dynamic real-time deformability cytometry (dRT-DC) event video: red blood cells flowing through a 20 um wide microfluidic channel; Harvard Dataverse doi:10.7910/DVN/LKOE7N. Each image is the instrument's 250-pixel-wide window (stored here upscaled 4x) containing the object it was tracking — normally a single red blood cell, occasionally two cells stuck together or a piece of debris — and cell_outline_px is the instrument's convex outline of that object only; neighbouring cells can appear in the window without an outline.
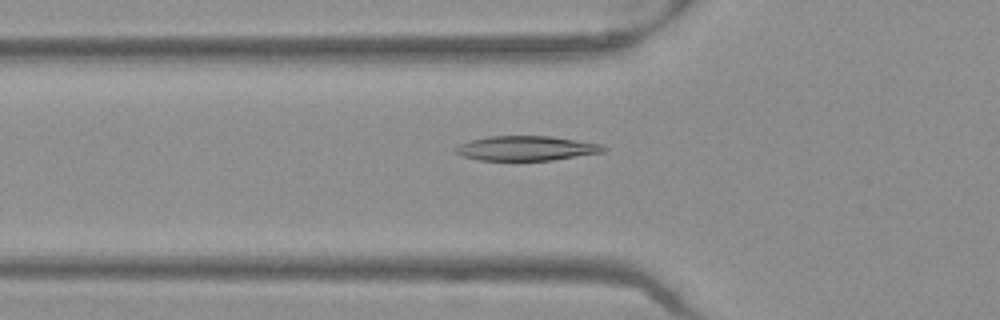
{"species": "Egyptian fruit bat (a non-hibernating species)", "species_latin": "Rousettus aegyptiacus", "temperature_condition": "warm", "stored_images_in_passage": 51, "camera_frame_rate_fps": 3000, "um_per_image_px": 0.085, "frame": {"image": 1, "passage_image": 18, "time_ms": 5.667, "image_size_px": [1000, 320], "cell_outline_px": [[608, 148], [604, 152], [552, 160], [480, 160], [464, 156], [456, 152], [452, 148], [460, 144], [472, 140], [488, 136], [552, 136], [604, 144]], "centroid_in_image_um": [44.79, 12.59], "position_along_channel_um": 81.0, "area_um2": 21.27}}
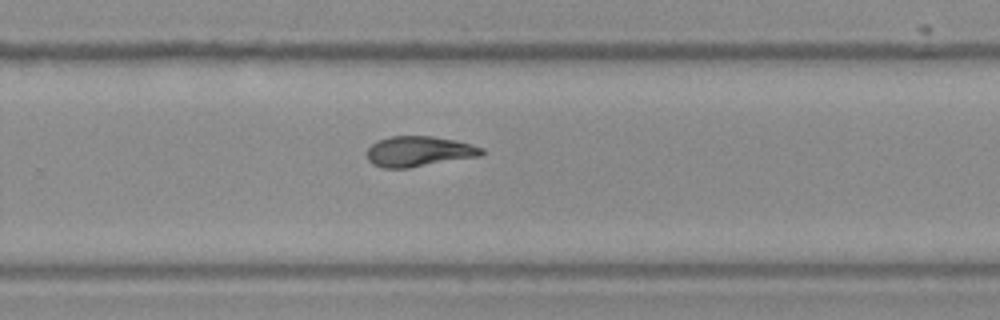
{"frame": {"image": 2, "passage_image": 34, "time_ms": 11.0, "image_size_px": [1000, 320], "cell_outline_px": [[484, 152], [480, 156], [408, 168], [384, 168], [372, 164], [368, 160], [368, 148], [372, 144], [380, 140], [392, 136], [432, 136], [456, 140], [484, 148]], "centroid_in_image_um": [35.62, 12.87], "position_along_channel_um": 294.2, "area_um2": 20.17}}
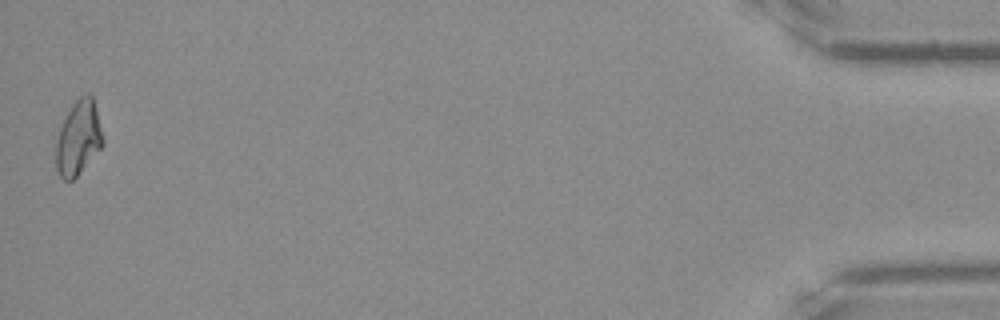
{"frame": {"image": 3, "passage_image": 51, "time_ms": 16.667, "image_size_px": [1000, 320], "cell_outline_px": [[104, 144], [76, 176], [72, 180], [64, 180], [60, 176], [56, 168], [56, 140], [60, 128], [72, 104], [84, 92], [88, 92], [92, 96], [104, 140]], "centroid_in_image_um": [6.66, 11.71], "position_along_channel_um": 428.5, "area_um2": 20.0}, "authors_computed_cell_mechanics": {"area_um2": 20.5768, "velocity_mm_per_s": 3.9797, "shape_relaxation_time_tau1_ms": null, "shape_relaxation_time_tau2_ms": 2.7625, "deformation_change_tau1": null, "deformation_change_tau2": 0.0943}}